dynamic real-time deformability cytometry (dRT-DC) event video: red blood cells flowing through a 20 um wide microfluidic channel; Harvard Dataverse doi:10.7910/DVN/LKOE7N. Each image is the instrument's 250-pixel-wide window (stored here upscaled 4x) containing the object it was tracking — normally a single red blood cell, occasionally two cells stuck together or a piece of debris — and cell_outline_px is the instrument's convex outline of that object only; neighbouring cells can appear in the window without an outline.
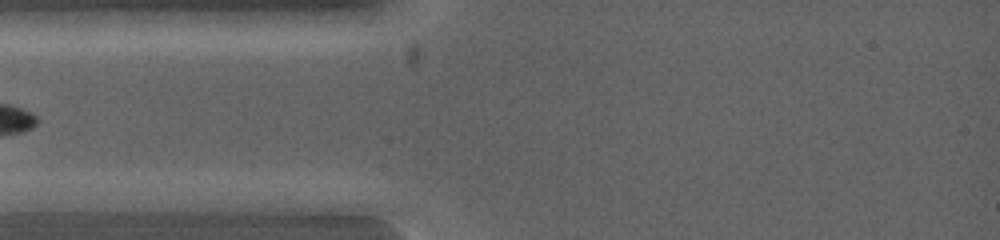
{"species": "common noctule bat (a hibernating species)", "species_latin": "Nyctalus noctula", "temperature_condition": "warm", "stored_images_in_passage": 5, "segment_of_instrument_passage": [1, 2], "camera_frame_rate_fps": 5000, "um_per_image_px": 0.085, "animal": {"sex": "female", "body_mass_g": 19.0, "forearm_length_mm": 53.3}, "frame": {"image": 1, "passage_image": 2, "time_ms": 0.8, "image_size_px": [1000, 240], "cell_outline_px": [[120, 200], [116, 212], [40, 212], [24, 204], [24, 200], [80, 192]], "centroid_in_image_um": [6.27, 17.3], "position_along_channel_um": 78.7, "area_um2": 10.46}}